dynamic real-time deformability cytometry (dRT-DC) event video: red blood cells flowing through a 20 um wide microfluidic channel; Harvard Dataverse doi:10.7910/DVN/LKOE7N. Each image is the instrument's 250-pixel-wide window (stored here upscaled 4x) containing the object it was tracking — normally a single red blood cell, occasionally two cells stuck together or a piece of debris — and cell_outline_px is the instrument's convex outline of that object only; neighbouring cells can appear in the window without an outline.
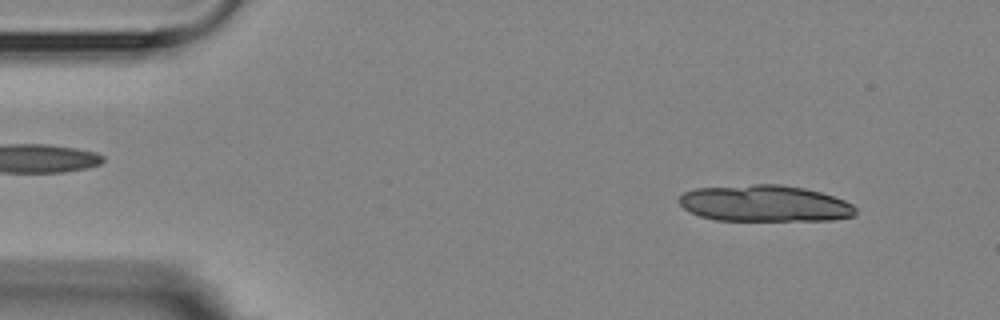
{"species": "Egyptian fruit bat (a non-hibernating species)", "species_latin": "Rousettus aegyptiacus", "temperature_condition": "room temperature", "stored_images_in_passage": 5, "camera_frame_rate_fps": 3000, "um_per_image_px": 0.085, "animal": {"sex": "female"}, "frame": {"image": 1, "passage_image": 1, "time_ms": 0.0, "image_size_px": [1000, 320], "cell_outline_px": [[856, 216], [832, 220], [716, 220], [700, 216], [684, 208], [680, 204], [680, 196], [684, 192], [696, 188], [752, 184], [780, 184], [804, 188], [820, 192], [844, 200], [852, 204], [856, 208]], "centroid_in_image_um": [65.02, 17.29], "position_along_channel_um": 20.0, "area_um2": 37.45}}